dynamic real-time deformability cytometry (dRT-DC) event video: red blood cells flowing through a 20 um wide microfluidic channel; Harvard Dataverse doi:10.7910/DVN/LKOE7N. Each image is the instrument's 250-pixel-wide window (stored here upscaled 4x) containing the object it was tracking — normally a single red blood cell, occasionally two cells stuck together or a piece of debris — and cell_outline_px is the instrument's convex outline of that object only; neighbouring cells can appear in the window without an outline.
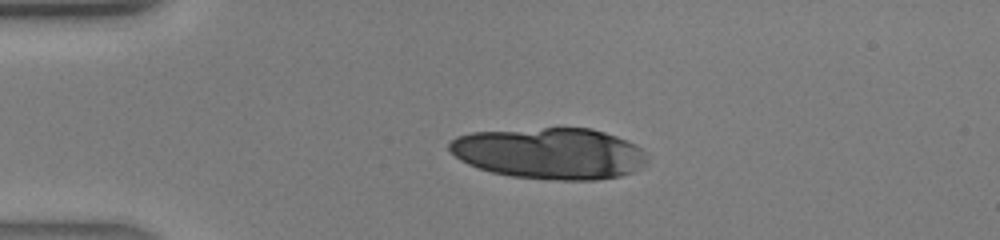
{"species": "human", "species_latin": "Homo sapiens", "temperature_condition": "warm", "stored_images_in_passage": 32, "camera_frame_rate_fps": 3000, "um_per_image_px": 0.085, "donor": {"sex": "male"}, "frame": {"image": 1, "passage_image": 1, "time_ms": 0.0, "image_size_px": [1000, 240], "cell_outline_px": [[648, 160], [640, 168], [632, 172], [620, 176], [596, 180], [556, 180], [512, 176], [492, 172], [468, 164], [460, 160], [448, 148], [448, 144], [456, 136], [472, 132], [544, 128], [592, 128], [628, 140], [636, 144], [648, 152]], "centroid_in_image_um": [46.78, 13.03], "position_along_channel_um": 38.2, "area_um2": 59.36}}